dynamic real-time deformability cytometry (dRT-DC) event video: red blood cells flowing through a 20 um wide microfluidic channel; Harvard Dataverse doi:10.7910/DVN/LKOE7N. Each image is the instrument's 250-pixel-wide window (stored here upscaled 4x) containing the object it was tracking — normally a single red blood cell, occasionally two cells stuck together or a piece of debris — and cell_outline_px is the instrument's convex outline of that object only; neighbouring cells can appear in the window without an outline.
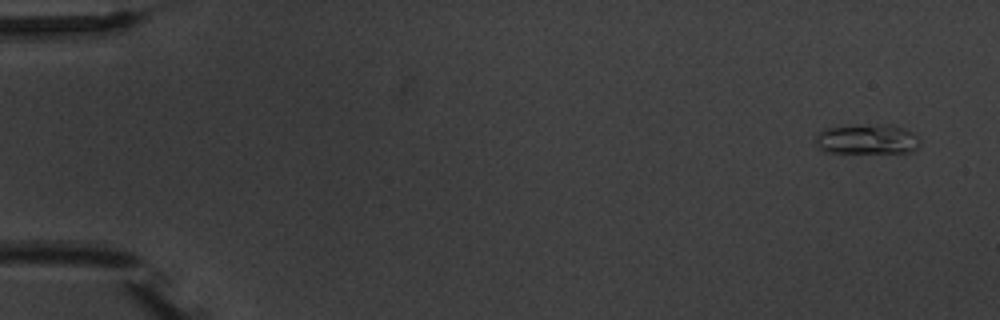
{"species": "common noctule bat (a hibernating species)", "species_latin": "Nyctalus noctula", "temperature_condition": "warm", "stored_images_in_passage": 4, "camera_frame_rate_fps": 3000, "um_per_image_px": 0.085, "animal": {"sex": "male", "body_mass_g": 20.1, "forearm_length_mm": 53.5}, "frame": {"image": 1, "passage_image": 1, "time_ms": 0.0, "image_size_px": [1000, 320], "cell_outline_px": [[920, 144], [912, 152], [824, 152], [816, 144], [816, 136], [824, 128], [888, 124], [892, 124], [904, 128], [920, 136]], "centroid_in_image_um": [73.76, 11.83], "position_along_channel_um": 11.2, "area_um2": 18.09}}
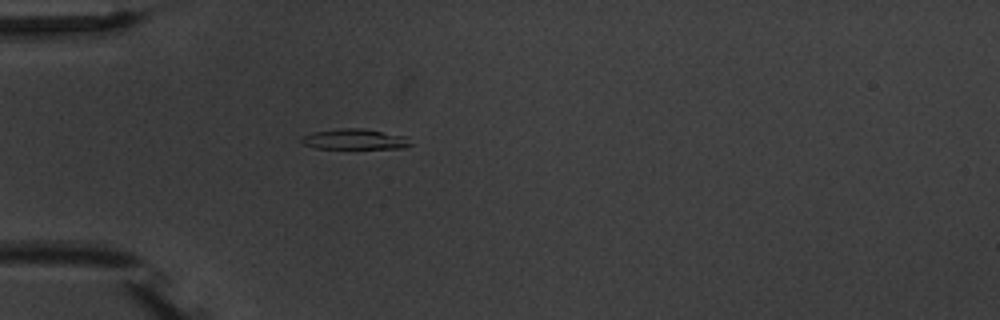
{"frame": {"image": 2, "passage_image": 4, "time_ms": 4.667, "image_size_px": [1000, 320], "cell_outline_px": [[412, 144], [404, 148], [316, 148], [304, 144], [300, 140], [304, 136], [312, 132], [340, 128], [360, 128], [404, 136]], "centroid_in_image_um": [30.12, 11.83], "position_along_channel_um": 54.9, "area_um2": 12.72}}